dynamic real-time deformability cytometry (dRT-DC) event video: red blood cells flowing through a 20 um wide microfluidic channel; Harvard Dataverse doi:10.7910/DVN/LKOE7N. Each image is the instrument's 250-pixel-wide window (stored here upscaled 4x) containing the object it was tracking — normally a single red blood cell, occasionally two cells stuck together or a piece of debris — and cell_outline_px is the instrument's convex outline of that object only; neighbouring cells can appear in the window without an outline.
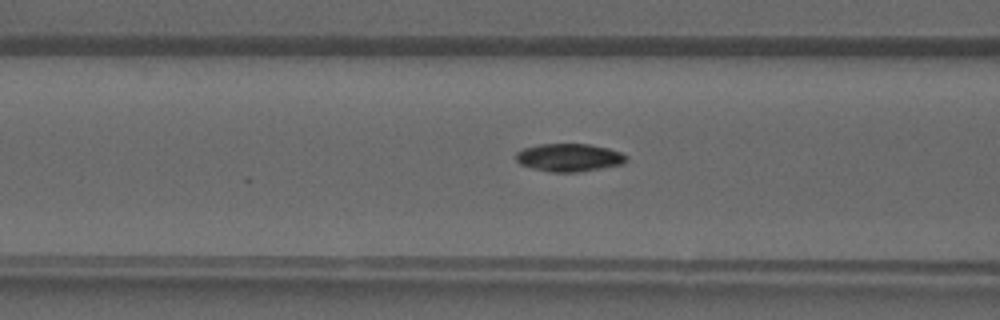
{"species": "common noctule bat (a hibernating species)", "species_latin": "Nyctalus noctula", "temperature_condition": "warm", "stored_images_in_passage": 29, "camera_frame_rate_fps": 3000, "um_per_image_px": 0.085, "animal": {"sex": "male", "forearm_length_mm": 52.5}, "frame": {"image": 1, "passage_image": 5, "time_ms": 1.333, "image_size_px": [1000, 320], "cell_outline_px": [[628, 160], [624, 164], [576, 172], [552, 172], [532, 168], [520, 164], [516, 160], [516, 152], [524, 148], [540, 144], [588, 144], [608, 148], [620, 152], [628, 156]], "centroid_in_image_um": [48.39, 13.39], "position_along_channel_um": 118.2, "area_um2": 17.92}}
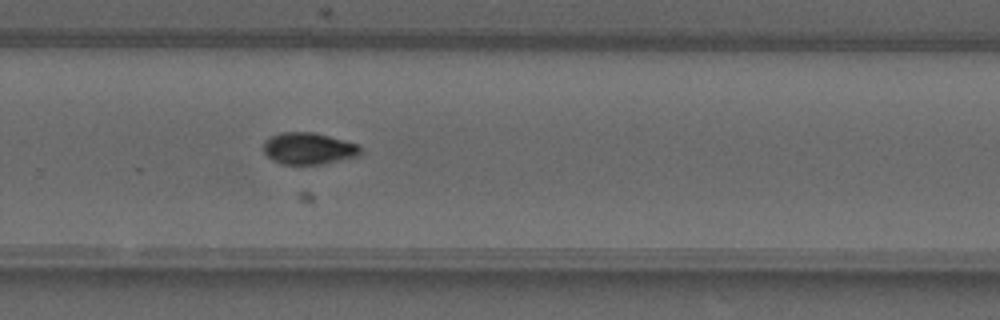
{"frame": {"image": 2, "passage_image": 16, "time_ms": 5.0, "image_size_px": [1000, 320], "cell_outline_px": [[360, 156], [320, 164], [280, 164], [268, 156], [264, 152], [264, 140], [280, 132], [312, 132], [360, 144]], "centroid_in_image_um": [26.24, 12.62], "position_along_channel_um": 303.6, "area_um2": 17.86}}
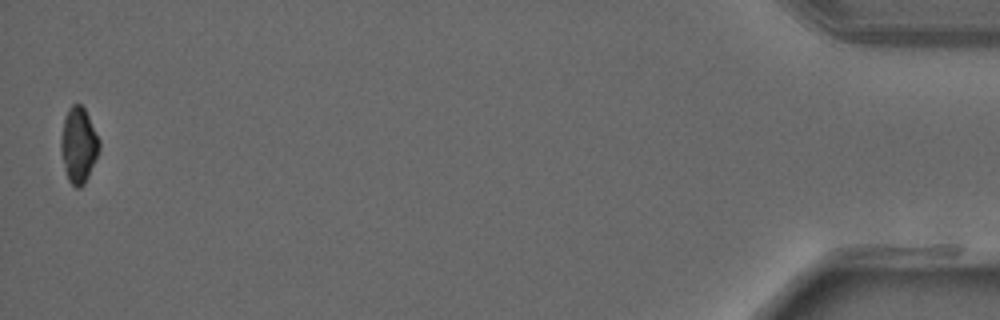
{"frame": {"image": 3, "passage_image": 29, "time_ms": 9.333, "image_size_px": [1000, 320], "cell_outline_px": [[100, 148], [88, 176], [84, 184], [80, 188], [76, 188], [68, 180], [64, 168], [60, 148], [60, 140], [64, 116], [68, 108], [72, 104], [80, 104], [84, 108], [100, 140]], "centroid_in_image_um": [6.66, 12.32], "position_along_channel_um": 428.5, "area_um2": 16.88}}